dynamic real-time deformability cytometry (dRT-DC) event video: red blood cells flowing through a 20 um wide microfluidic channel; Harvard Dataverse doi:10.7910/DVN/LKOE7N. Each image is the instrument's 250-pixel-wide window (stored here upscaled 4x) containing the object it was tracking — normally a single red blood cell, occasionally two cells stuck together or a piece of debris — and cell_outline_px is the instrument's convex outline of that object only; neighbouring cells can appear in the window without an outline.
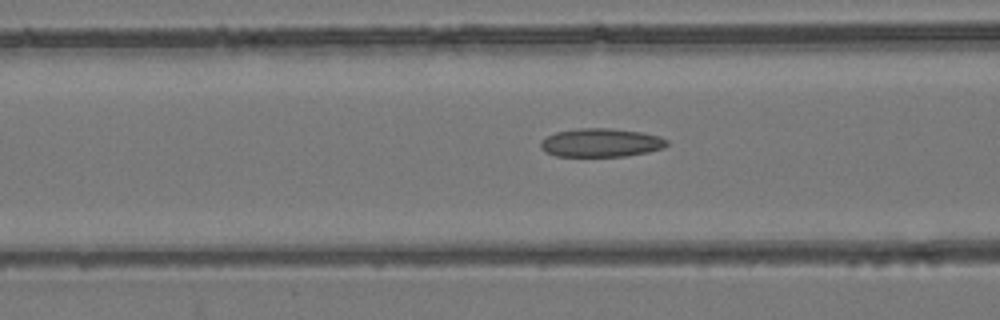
{"species": "common noctule bat (a hibernating species)", "species_latin": "Nyctalus noctula", "temperature_condition": "room temperature", "stored_images_in_passage": 54, "camera_frame_rate_fps": 3000, "um_per_image_px": 0.085, "animal": {"sex": "female", "body_mass_g": 24.6, "forearm_length_mm": 56.2}, "frame": {"image": 1, "passage_image": 22, "time_ms": 7.0, "image_size_px": [1000, 320], "cell_outline_px": [[668, 144], [664, 148], [648, 152], [624, 156], [556, 156], [544, 152], [540, 148], [540, 140], [556, 132], [580, 128], [612, 128], [644, 132], [660, 136], [668, 140]], "centroid_in_image_um": [51.09, 12.12], "position_along_channel_um": 115.5, "area_um2": 21.21}}
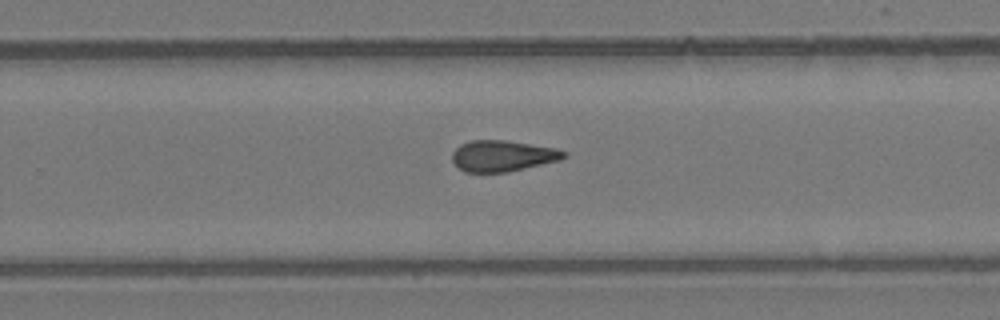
{"frame": {"image": 2, "passage_image": 35, "time_ms": 11.333, "image_size_px": [1000, 320], "cell_outline_px": [[568, 156], [560, 160], [508, 172], [464, 172], [452, 160], [452, 152], [460, 144], [472, 140], [504, 140], [556, 148], [568, 152]], "centroid_in_image_um": [42.74, 13.25], "position_along_channel_um": 287.1, "area_um2": 20.23}}
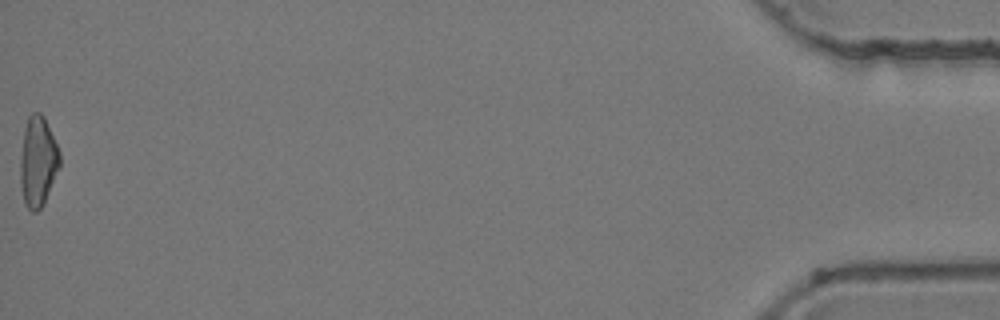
{"frame": {"image": 3, "passage_image": 54, "time_ms": 17.667, "image_size_px": [1000, 320], "cell_outline_px": [[60, 164], [44, 204], [36, 212], [32, 212], [24, 204], [20, 184], [20, 160], [24, 128], [28, 116], [32, 112], [40, 112], [44, 116], [60, 152]], "centroid_in_image_um": [3.21, 13.73], "position_along_channel_um": 432.0, "area_um2": 20.81}, "authors_computed_cell_mechanics": {"area_um2": 20.7502, "velocity_mm_per_s": 3.972, "shape_relaxation_time_tau1_ms": null, "shape_relaxation_time_tau2_ms": 5.1629, "deformation_change_tau1": null, "deformation_change_tau2": 0.1652}}